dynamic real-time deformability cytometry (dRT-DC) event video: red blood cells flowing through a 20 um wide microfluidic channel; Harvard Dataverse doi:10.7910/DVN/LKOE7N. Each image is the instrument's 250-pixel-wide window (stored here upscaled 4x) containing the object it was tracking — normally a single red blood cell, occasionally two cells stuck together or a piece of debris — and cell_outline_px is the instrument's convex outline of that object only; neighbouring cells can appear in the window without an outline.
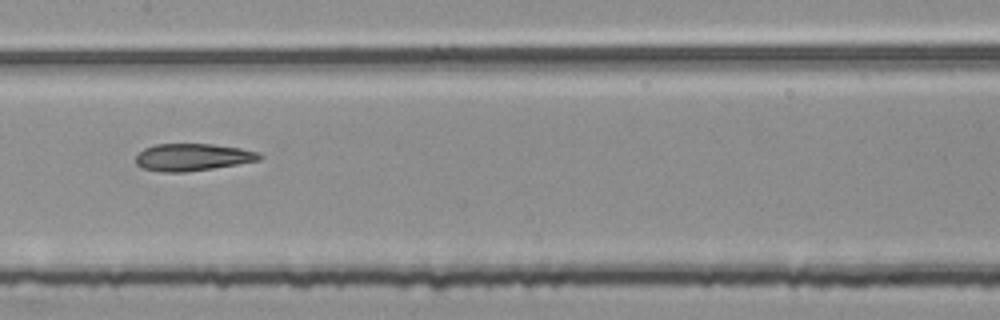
{"species": "common noctule bat (a hibernating species)", "species_latin": "Nyctalus noctula", "temperature_condition": "room temperature", "stored_images_in_passage": 54, "segment_of_instrument_passage": [2, 2], "camera_frame_rate_fps": 3000, "um_per_image_px": 0.085, "animal": {"sex": "female", "body_mass_g": 25.1}, "frame": {"image": 1, "passage_image": 27, "time_ms": 8.667, "image_size_px": [1000, 320], "cell_outline_px": [[264, 156], [260, 160], [212, 168], [184, 172], [160, 172], [144, 168], [136, 164], [136, 156], [144, 148], [156, 144], [212, 144], [240, 148], [260, 152]], "centroid_in_image_um": [16.38, 13.35], "position_along_channel_um": 191.0, "area_um2": 19.54}}
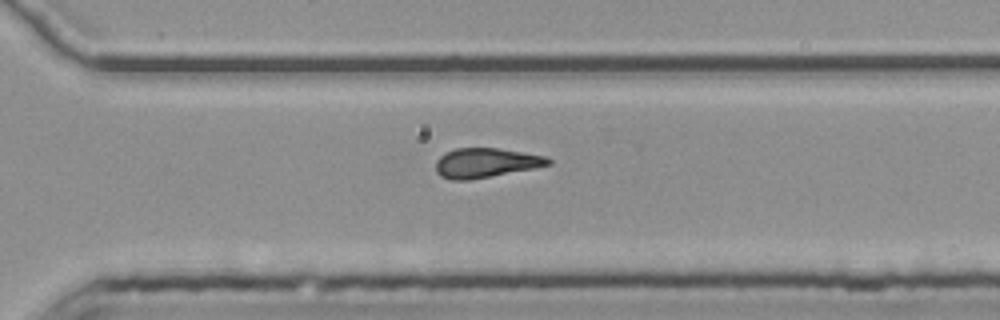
{"frame": {"image": 2, "passage_image": 38, "time_ms": 12.333, "image_size_px": [1000, 320], "cell_outline_px": [[552, 164], [536, 168], [468, 180], [452, 180], [440, 176], [436, 172], [436, 160], [444, 152], [456, 148], [496, 148], [548, 156], [552, 160]], "centroid_in_image_um": [41.3, 13.84], "position_along_channel_um": 329.3, "area_um2": 19.48}}
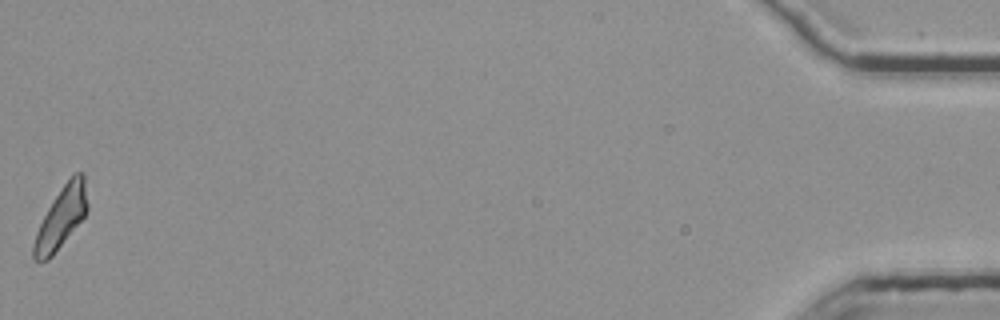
{"frame": {"image": 3, "passage_image": 54, "time_ms": 17.667, "image_size_px": [1000, 320], "cell_outline_px": [[88, 208], [84, 216], [52, 256], [48, 260], [32, 260], [32, 244], [36, 232], [48, 208], [72, 172], [84, 172], [88, 204]], "centroid_in_image_um": [5.2, 18.47], "position_along_channel_um": 430.0, "area_um2": 18.96}}